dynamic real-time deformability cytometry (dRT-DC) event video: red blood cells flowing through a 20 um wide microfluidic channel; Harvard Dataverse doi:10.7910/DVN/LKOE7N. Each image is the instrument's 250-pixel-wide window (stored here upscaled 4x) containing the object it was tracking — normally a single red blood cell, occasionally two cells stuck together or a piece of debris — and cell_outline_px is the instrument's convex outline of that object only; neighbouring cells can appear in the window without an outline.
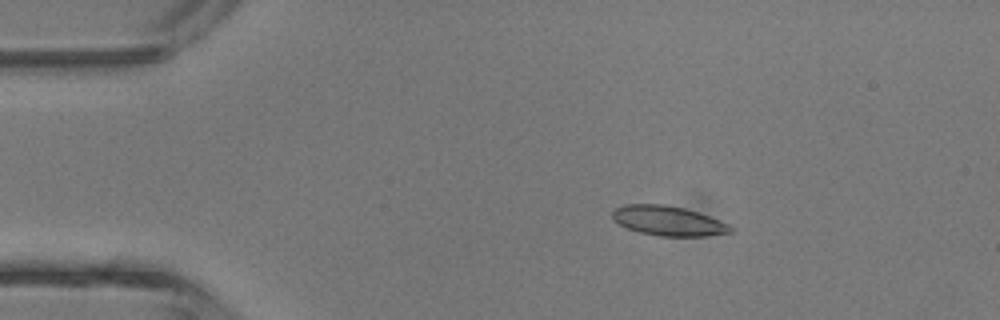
{"species": "common noctule bat (a hibernating species)", "species_latin": "Nyctalus noctula", "temperature_condition": "room temperature", "stored_images_in_passage": 4, "camera_frame_rate_fps": 3000, "um_per_image_px": 0.085, "animal": {"sex": "male", "body_mass_g": 13.3}, "frame": {"image": 1, "passage_image": 2, "time_ms": 1.0, "image_size_px": [1000, 320], "cell_outline_px": [[736, 228], [732, 232], [708, 236], [660, 236], [640, 232], [628, 228], [620, 224], [612, 216], [612, 212], [616, 208], [624, 204], [664, 204], [684, 208], [708, 216], [728, 224]], "centroid_in_image_um": [56.83, 18.77], "position_along_channel_um": 28.2, "area_um2": 20.29}}
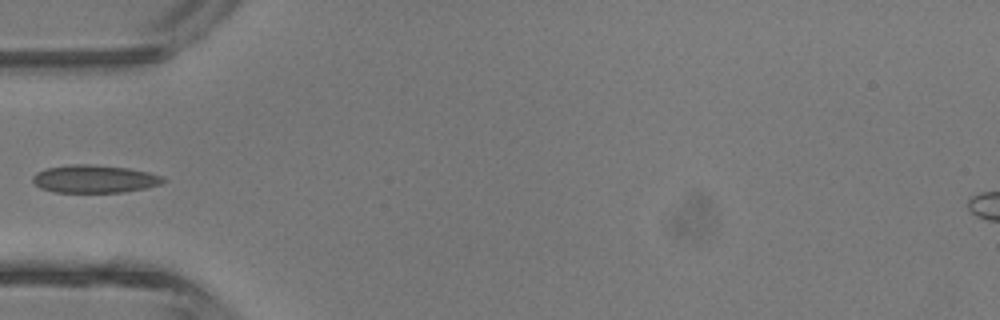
{"frame": {"image": 2, "passage_image": 4, "time_ms": 3.333, "image_size_px": [1000, 320], "cell_outline_px": [[168, 180], [160, 184], [144, 188], [124, 192], [56, 192], [40, 188], [32, 180], [32, 176], [36, 172], [44, 168], [72, 164], [88, 164], [128, 168], [148, 172], [160, 176]], "centroid_in_image_um": [8.0, 15.2], "position_along_channel_um": 77.0, "area_um2": 21.1}}